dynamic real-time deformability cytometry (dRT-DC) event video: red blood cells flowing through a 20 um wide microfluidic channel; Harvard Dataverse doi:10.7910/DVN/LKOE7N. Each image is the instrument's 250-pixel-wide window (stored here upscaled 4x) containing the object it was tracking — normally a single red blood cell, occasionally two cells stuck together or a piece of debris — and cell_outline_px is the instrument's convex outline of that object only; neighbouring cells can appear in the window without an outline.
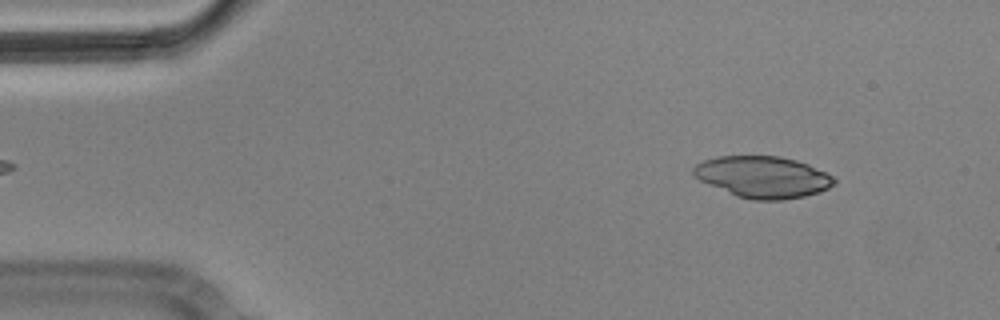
{"species": "Egyptian fruit bat (a non-hibernating species)", "species_latin": "Rousettus aegyptiacus", "temperature_condition": "cold", "stored_images_in_passage": 3, "camera_frame_rate_fps": 3000, "um_per_image_px": 0.085, "animal": {"sex": "male"}, "frame": {"image": 1, "passage_image": 1, "time_ms": 0.0, "image_size_px": [1000, 320], "cell_outline_px": [[836, 184], [820, 192], [804, 196], [784, 200], [752, 200], [736, 196], [700, 180], [692, 172], [692, 168], [696, 164], [704, 160], [716, 156], [780, 156], [796, 160], [808, 164], [832, 176], [836, 180]], "centroid_in_image_um": [64.85, 15.04], "position_along_channel_um": 20.2, "area_um2": 34.04}}